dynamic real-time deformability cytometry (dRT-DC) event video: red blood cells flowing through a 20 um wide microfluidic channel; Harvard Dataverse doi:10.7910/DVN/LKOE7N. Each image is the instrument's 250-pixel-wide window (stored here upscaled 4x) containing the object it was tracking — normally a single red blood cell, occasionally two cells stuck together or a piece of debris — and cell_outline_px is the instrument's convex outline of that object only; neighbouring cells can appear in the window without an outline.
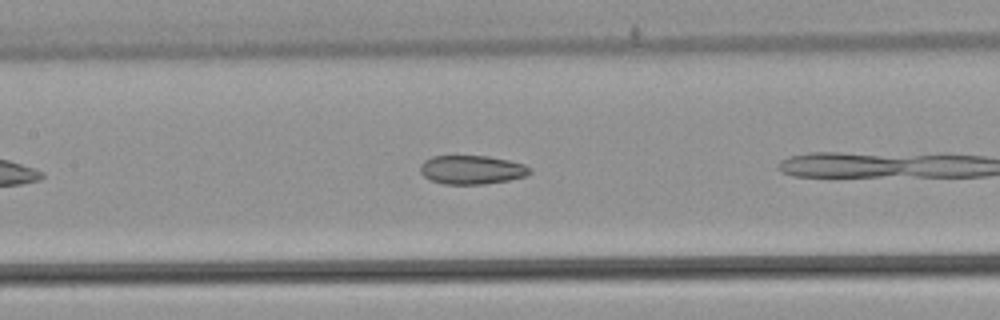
{"species": "common noctule bat (a hibernating species)", "species_latin": "Nyctalus noctula", "temperature_condition": "warm", "stored_images_in_passage": 9, "camera_frame_rate_fps": 3000, "um_per_image_px": 0.085, "animal": {"sex": "male", "body_mass_g": 21.5, "forearm_length_mm": 52.0}, "frame": {"image": 1, "passage_image": 8, "time_ms": 2.333, "image_size_px": [1000, 320], "cell_outline_px": [[532, 172], [528, 176], [508, 180], [484, 184], [444, 184], [432, 180], [424, 176], [420, 172], [420, 164], [424, 160], [432, 156], [488, 156], [508, 160], [524, 164], [532, 168]], "centroid_in_image_um": [40.13, 14.43], "position_along_channel_um": 167.3, "area_um2": 18.5}}